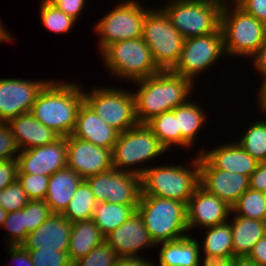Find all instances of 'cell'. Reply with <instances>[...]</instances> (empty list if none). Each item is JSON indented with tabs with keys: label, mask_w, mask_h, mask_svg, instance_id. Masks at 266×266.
<instances>
[{
	"label": "cell",
	"mask_w": 266,
	"mask_h": 266,
	"mask_svg": "<svg viewBox=\"0 0 266 266\" xmlns=\"http://www.w3.org/2000/svg\"><path fill=\"white\" fill-rule=\"evenodd\" d=\"M138 89L133 92L135 113L139 124H145L154 116L174 110L185 104L194 85L190 79L171 70L132 82Z\"/></svg>",
	"instance_id": "6da1fadb"
},
{
	"label": "cell",
	"mask_w": 266,
	"mask_h": 266,
	"mask_svg": "<svg viewBox=\"0 0 266 266\" xmlns=\"http://www.w3.org/2000/svg\"><path fill=\"white\" fill-rule=\"evenodd\" d=\"M79 85L76 81L50 80L37 96L30 113L60 137L70 136L84 102L83 88Z\"/></svg>",
	"instance_id": "7a4b0ae2"
},
{
	"label": "cell",
	"mask_w": 266,
	"mask_h": 266,
	"mask_svg": "<svg viewBox=\"0 0 266 266\" xmlns=\"http://www.w3.org/2000/svg\"><path fill=\"white\" fill-rule=\"evenodd\" d=\"M197 155L190 159L188 166L187 162L185 165L152 164L141 176V195H153L188 204L199 185V153Z\"/></svg>",
	"instance_id": "3957f363"
},
{
	"label": "cell",
	"mask_w": 266,
	"mask_h": 266,
	"mask_svg": "<svg viewBox=\"0 0 266 266\" xmlns=\"http://www.w3.org/2000/svg\"><path fill=\"white\" fill-rule=\"evenodd\" d=\"M155 244L188 236L187 204L153 195H141L136 208Z\"/></svg>",
	"instance_id": "277c9868"
},
{
	"label": "cell",
	"mask_w": 266,
	"mask_h": 266,
	"mask_svg": "<svg viewBox=\"0 0 266 266\" xmlns=\"http://www.w3.org/2000/svg\"><path fill=\"white\" fill-rule=\"evenodd\" d=\"M166 152L167 150L146 124H138L119 133L112 150V165L114 169L137 174L141 177L151 166L148 163L161 157L164 155L163 153L166 154Z\"/></svg>",
	"instance_id": "5b68a950"
},
{
	"label": "cell",
	"mask_w": 266,
	"mask_h": 266,
	"mask_svg": "<svg viewBox=\"0 0 266 266\" xmlns=\"http://www.w3.org/2000/svg\"><path fill=\"white\" fill-rule=\"evenodd\" d=\"M220 28L227 56L249 59L266 39V25L238 5L222 8Z\"/></svg>",
	"instance_id": "8992f818"
},
{
	"label": "cell",
	"mask_w": 266,
	"mask_h": 266,
	"mask_svg": "<svg viewBox=\"0 0 266 266\" xmlns=\"http://www.w3.org/2000/svg\"><path fill=\"white\" fill-rule=\"evenodd\" d=\"M100 56L109 75L128 82L147 78L161 71L142 37L115 42Z\"/></svg>",
	"instance_id": "52a82bcc"
},
{
	"label": "cell",
	"mask_w": 266,
	"mask_h": 266,
	"mask_svg": "<svg viewBox=\"0 0 266 266\" xmlns=\"http://www.w3.org/2000/svg\"><path fill=\"white\" fill-rule=\"evenodd\" d=\"M142 38L161 71L172 70L176 66L185 39L162 8L151 7L147 11Z\"/></svg>",
	"instance_id": "ba28073f"
},
{
	"label": "cell",
	"mask_w": 266,
	"mask_h": 266,
	"mask_svg": "<svg viewBox=\"0 0 266 266\" xmlns=\"http://www.w3.org/2000/svg\"><path fill=\"white\" fill-rule=\"evenodd\" d=\"M118 5V6H117ZM94 25L100 54L111 44L142 37L146 13L150 9L138 0L121 1Z\"/></svg>",
	"instance_id": "9c48e42d"
},
{
	"label": "cell",
	"mask_w": 266,
	"mask_h": 266,
	"mask_svg": "<svg viewBox=\"0 0 266 266\" xmlns=\"http://www.w3.org/2000/svg\"><path fill=\"white\" fill-rule=\"evenodd\" d=\"M84 89V101L101 119L120 133L139 124L132 90L117 86L113 88L97 86L89 92Z\"/></svg>",
	"instance_id": "30bf717a"
},
{
	"label": "cell",
	"mask_w": 266,
	"mask_h": 266,
	"mask_svg": "<svg viewBox=\"0 0 266 266\" xmlns=\"http://www.w3.org/2000/svg\"><path fill=\"white\" fill-rule=\"evenodd\" d=\"M184 39L204 36L220 28L221 8L198 0H170L160 7Z\"/></svg>",
	"instance_id": "8fae6325"
},
{
	"label": "cell",
	"mask_w": 266,
	"mask_h": 266,
	"mask_svg": "<svg viewBox=\"0 0 266 266\" xmlns=\"http://www.w3.org/2000/svg\"><path fill=\"white\" fill-rule=\"evenodd\" d=\"M225 55L223 34L219 28L211 34L185 39L179 60L171 71L194 83L202 72L213 67Z\"/></svg>",
	"instance_id": "7c38bea8"
},
{
	"label": "cell",
	"mask_w": 266,
	"mask_h": 266,
	"mask_svg": "<svg viewBox=\"0 0 266 266\" xmlns=\"http://www.w3.org/2000/svg\"><path fill=\"white\" fill-rule=\"evenodd\" d=\"M49 80L0 78V122L8 123L30 112L37 96Z\"/></svg>",
	"instance_id": "4fadbf2b"
},
{
	"label": "cell",
	"mask_w": 266,
	"mask_h": 266,
	"mask_svg": "<svg viewBox=\"0 0 266 266\" xmlns=\"http://www.w3.org/2000/svg\"><path fill=\"white\" fill-rule=\"evenodd\" d=\"M67 137H59L50 144L20 151L17 174L45 175L67 167Z\"/></svg>",
	"instance_id": "5bb4252c"
},
{
	"label": "cell",
	"mask_w": 266,
	"mask_h": 266,
	"mask_svg": "<svg viewBox=\"0 0 266 266\" xmlns=\"http://www.w3.org/2000/svg\"><path fill=\"white\" fill-rule=\"evenodd\" d=\"M199 184L232 208L249 188V177L217 169L199 153Z\"/></svg>",
	"instance_id": "9a60e30c"
},
{
	"label": "cell",
	"mask_w": 266,
	"mask_h": 266,
	"mask_svg": "<svg viewBox=\"0 0 266 266\" xmlns=\"http://www.w3.org/2000/svg\"><path fill=\"white\" fill-rule=\"evenodd\" d=\"M67 168L74 170L84 180L113 168L112 150L88 141L67 137Z\"/></svg>",
	"instance_id": "2e32d148"
},
{
	"label": "cell",
	"mask_w": 266,
	"mask_h": 266,
	"mask_svg": "<svg viewBox=\"0 0 266 266\" xmlns=\"http://www.w3.org/2000/svg\"><path fill=\"white\" fill-rule=\"evenodd\" d=\"M231 211L229 205L199 184L187 204L188 231L224 223L229 220Z\"/></svg>",
	"instance_id": "e0dca14e"
},
{
	"label": "cell",
	"mask_w": 266,
	"mask_h": 266,
	"mask_svg": "<svg viewBox=\"0 0 266 266\" xmlns=\"http://www.w3.org/2000/svg\"><path fill=\"white\" fill-rule=\"evenodd\" d=\"M105 242L118 257H138L144 249H153L156 244L144 227L143 220L135 211L131 217L105 237Z\"/></svg>",
	"instance_id": "ac0fdd59"
},
{
	"label": "cell",
	"mask_w": 266,
	"mask_h": 266,
	"mask_svg": "<svg viewBox=\"0 0 266 266\" xmlns=\"http://www.w3.org/2000/svg\"><path fill=\"white\" fill-rule=\"evenodd\" d=\"M72 223L62 214H52L43 224L29 233L21 245L25 249L67 252Z\"/></svg>",
	"instance_id": "d6986e66"
},
{
	"label": "cell",
	"mask_w": 266,
	"mask_h": 266,
	"mask_svg": "<svg viewBox=\"0 0 266 266\" xmlns=\"http://www.w3.org/2000/svg\"><path fill=\"white\" fill-rule=\"evenodd\" d=\"M119 131L101 119L84 101L79 108L73 137L83 139L96 146L113 150Z\"/></svg>",
	"instance_id": "ffe728a7"
},
{
	"label": "cell",
	"mask_w": 266,
	"mask_h": 266,
	"mask_svg": "<svg viewBox=\"0 0 266 266\" xmlns=\"http://www.w3.org/2000/svg\"><path fill=\"white\" fill-rule=\"evenodd\" d=\"M202 147V153L217 169L235 172L247 177L256 170L257 162L237 142L224 143L210 150Z\"/></svg>",
	"instance_id": "44dd1931"
},
{
	"label": "cell",
	"mask_w": 266,
	"mask_h": 266,
	"mask_svg": "<svg viewBox=\"0 0 266 266\" xmlns=\"http://www.w3.org/2000/svg\"><path fill=\"white\" fill-rule=\"evenodd\" d=\"M20 151L44 146L60 136L39 122L30 112L23 113L8 122Z\"/></svg>",
	"instance_id": "7402d4cb"
},
{
	"label": "cell",
	"mask_w": 266,
	"mask_h": 266,
	"mask_svg": "<svg viewBox=\"0 0 266 266\" xmlns=\"http://www.w3.org/2000/svg\"><path fill=\"white\" fill-rule=\"evenodd\" d=\"M83 181L79 174L70 168L56 171L49 177L44 201L52 214H63L77 187Z\"/></svg>",
	"instance_id": "603a6c76"
},
{
	"label": "cell",
	"mask_w": 266,
	"mask_h": 266,
	"mask_svg": "<svg viewBox=\"0 0 266 266\" xmlns=\"http://www.w3.org/2000/svg\"><path fill=\"white\" fill-rule=\"evenodd\" d=\"M190 236L189 233L184 238L156 244V249L162 246L158 266H202L200 243Z\"/></svg>",
	"instance_id": "cb8c5ba5"
},
{
	"label": "cell",
	"mask_w": 266,
	"mask_h": 266,
	"mask_svg": "<svg viewBox=\"0 0 266 266\" xmlns=\"http://www.w3.org/2000/svg\"><path fill=\"white\" fill-rule=\"evenodd\" d=\"M230 214L233 258L247 257L255 243L266 235V222L233 215L232 211Z\"/></svg>",
	"instance_id": "d4e9b609"
},
{
	"label": "cell",
	"mask_w": 266,
	"mask_h": 266,
	"mask_svg": "<svg viewBox=\"0 0 266 266\" xmlns=\"http://www.w3.org/2000/svg\"><path fill=\"white\" fill-rule=\"evenodd\" d=\"M188 100L185 104L174 109L177 117L178 130H180V148H191L196 142L197 134H200L202 126L207 122L208 115L199 104Z\"/></svg>",
	"instance_id": "484cf974"
},
{
	"label": "cell",
	"mask_w": 266,
	"mask_h": 266,
	"mask_svg": "<svg viewBox=\"0 0 266 266\" xmlns=\"http://www.w3.org/2000/svg\"><path fill=\"white\" fill-rule=\"evenodd\" d=\"M105 242V236L92 219L72 223L68 255L73 263Z\"/></svg>",
	"instance_id": "4316f807"
},
{
	"label": "cell",
	"mask_w": 266,
	"mask_h": 266,
	"mask_svg": "<svg viewBox=\"0 0 266 266\" xmlns=\"http://www.w3.org/2000/svg\"><path fill=\"white\" fill-rule=\"evenodd\" d=\"M206 229L203 242H200L201 259L233 258L232 230L229 221ZM203 255V256H202Z\"/></svg>",
	"instance_id": "83f0119b"
},
{
	"label": "cell",
	"mask_w": 266,
	"mask_h": 266,
	"mask_svg": "<svg viewBox=\"0 0 266 266\" xmlns=\"http://www.w3.org/2000/svg\"><path fill=\"white\" fill-rule=\"evenodd\" d=\"M142 193L141 177L112 168V189L109 203L138 205Z\"/></svg>",
	"instance_id": "f1b7e54d"
},
{
	"label": "cell",
	"mask_w": 266,
	"mask_h": 266,
	"mask_svg": "<svg viewBox=\"0 0 266 266\" xmlns=\"http://www.w3.org/2000/svg\"><path fill=\"white\" fill-rule=\"evenodd\" d=\"M137 206L109 202L97 203L92 220L106 237L126 222L136 211Z\"/></svg>",
	"instance_id": "f546056e"
},
{
	"label": "cell",
	"mask_w": 266,
	"mask_h": 266,
	"mask_svg": "<svg viewBox=\"0 0 266 266\" xmlns=\"http://www.w3.org/2000/svg\"><path fill=\"white\" fill-rule=\"evenodd\" d=\"M145 124L167 151L175 146L180 148V130L174 110L154 116Z\"/></svg>",
	"instance_id": "4dcf8cb0"
},
{
	"label": "cell",
	"mask_w": 266,
	"mask_h": 266,
	"mask_svg": "<svg viewBox=\"0 0 266 266\" xmlns=\"http://www.w3.org/2000/svg\"><path fill=\"white\" fill-rule=\"evenodd\" d=\"M96 206L97 201L89 185L83 180L62 215L71 223L90 220L93 217Z\"/></svg>",
	"instance_id": "1f68e13d"
},
{
	"label": "cell",
	"mask_w": 266,
	"mask_h": 266,
	"mask_svg": "<svg viewBox=\"0 0 266 266\" xmlns=\"http://www.w3.org/2000/svg\"><path fill=\"white\" fill-rule=\"evenodd\" d=\"M236 142L257 162H266V119L252 122Z\"/></svg>",
	"instance_id": "d6a6232c"
},
{
	"label": "cell",
	"mask_w": 266,
	"mask_h": 266,
	"mask_svg": "<svg viewBox=\"0 0 266 266\" xmlns=\"http://www.w3.org/2000/svg\"><path fill=\"white\" fill-rule=\"evenodd\" d=\"M233 214L266 222V193L248 188L232 207Z\"/></svg>",
	"instance_id": "836d02e7"
},
{
	"label": "cell",
	"mask_w": 266,
	"mask_h": 266,
	"mask_svg": "<svg viewBox=\"0 0 266 266\" xmlns=\"http://www.w3.org/2000/svg\"><path fill=\"white\" fill-rule=\"evenodd\" d=\"M40 21L42 26L55 34H66L77 22L73 17L66 15L49 0L40 1Z\"/></svg>",
	"instance_id": "e575fe53"
},
{
	"label": "cell",
	"mask_w": 266,
	"mask_h": 266,
	"mask_svg": "<svg viewBox=\"0 0 266 266\" xmlns=\"http://www.w3.org/2000/svg\"><path fill=\"white\" fill-rule=\"evenodd\" d=\"M7 230L4 235L6 245H20L29 234L25 228L24 208L9 212L3 223L2 229ZM9 232V233H8Z\"/></svg>",
	"instance_id": "d590c367"
},
{
	"label": "cell",
	"mask_w": 266,
	"mask_h": 266,
	"mask_svg": "<svg viewBox=\"0 0 266 266\" xmlns=\"http://www.w3.org/2000/svg\"><path fill=\"white\" fill-rule=\"evenodd\" d=\"M118 256L106 242L94 247L85 257H82L72 266H114Z\"/></svg>",
	"instance_id": "8d00e7d4"
},
{
	"label": "cell",
	"mask_w": 266,
	"mask_h": 266,
	"mask_svg": "<svg viewBox=\"0 0 266 266\" xmlns=\"http://www.w3.org/2000/svg\"><path fill=\"white\" fill-rule=\"evenodd\" d=\"M52 212L44 200H30L24 207L25 228L31 233L46 221Z\"/></svg>",
	"instance_id": "74e56055"
},
{
	"label": "cell",
	"mask_w": 266,
	"mask_h": 266,
	"mask_svg": "<svg viewBox=\"0 0 266 266\" xmlns=\"http://www.w3.org/2000/svg\"><path fill=\"white\" fill-rule=\"evenodd\" d=\"M17 180L27 194L29 200L45 199L49 182L48 176L40 174H17Z\"/></svg>",
	"instance_id": "f35d334b"
},
{
	"label": "cell",
	"mask_w": 266,
	"mask_h": 266,
	"mask_svg": "<svg viewBox=\"0 0 266 266\" xmlns=\"http://www.w3.org/2000/svg\"><path fill=\"white\" fill-rule=\"evenodd\" d=\"M29 201L17 179L2 190L1 207L8 213L21 210Z\"/></svg>",
	"instance_id": "ab89813d"
},
{
	"label": "cell",
	"mask_w": 266,
	"mask_h": 266,
	"mask_svg": "<svg viewBox=\"0 0 266 266\" xmlns=\"http://www.w3.org/2000/svg\"><path fill=\"white\" fill-rule=\"evenodd\" d=\"M33 266H72L67 252L28 249Z\"/></svg>",
	"instance_id": "60d3db41"
},
{
	"label": "cell",
	"mask_w": 266,
	"mask_h": 266,
	"mask_svg": "<svg viewBox=\"0 0 266 266\" xmlns=\"http://www.w3.org/2000/svg\"><path fill=\"white\" fill-rule=\"evenodd\" d=\"M84 181L89 185L97 203L108 202L112 189V168L90 176Z\"/></svg>",
	"instance_id": "b9f144b4"
},
{
	"label": "cell",
	"mask_w": 266,
	"mask_h": 266,
	"mask_svg": "<svg viewBox=\"0 0 266 266\" xmlns=\"http://www.w3.org/2000/svg\"><path fill=\"white\" fill-rule=\"evenodd\" d=\"M20 149L8 123L0 122V161L16 160Z\"/></svg>",
	"instance_id": "7bdbcfd3"
},
{
	"label": "cell",
	"mask_w": 266,
	"mask_h": 266,
	"mask_svg": "<svg viewBox=\"0 0 266 266\" xmlns=\"http://www.w3.org/2000/svg\"><path fill=\"white\" fill-rule=\"evenodd\" d=\"M58 9L63 11L66 15L73 17L75 20H79L81 13H83L86 6V0H49Z\"/></svg>",
	"instance_id": "ee69618b"
},
{
	"label": "cell",
	"mask_w": 266,
	"mask_h": 266,
	"mask_svg": "<svg viewBox=\"0 0 266 266\" xmlns=\"http://www.w3.org/2000/svg\"><path fill=\"white\" fill-rule=\"evenodd\" d=\"M237 5L266 25V0H239Z\"/></svg>",
	"instance_id": "f6af8a7d"
},
{
	"label": "cell",
	"mask_w": 266,
	"mask_h": 266,
	"mask_svg": "<svg viewBox=\"0 0 266 266\" xmlns=\"http://www.w3.org/2000/svg\"><path fill=\"white\" fill-rule=\"evenodd\" d=\"M17 171L16 160L0 161V190H3L17 179Z\"/></svg>",
	"instance_id": "bcb514c9"
},
{
	"label": "cell",
	"mask_w": 266,
	"mask_h": 266,
	"mask_svg": "<svg viewBox=\"0 0 266 266\" xmlns=\"http://www.w3.org/2000/svg\"><path fill=\"white\" fill-rule=\"evenodd\" d=\"M7 252L10 255L9 258L16 266H33L28 249H25L20 245H6ZM13 263V264H14Z\"/></svg>",
	"instance_id": "7dc6e473"
},
{
	"label": "cell",
	"mask_w": 266,
	"mask_h": 266,
	"mask_svg": "<svg viewBox=\"0 0 266 266\" xmlns=\"http://www.w3.org/2000/svg\"><path fill=\"white\" fill-rule=\"evenodd\" d=\"M249 188L266 193V162L259 163L250 175Z\"/></svg>",
	"instance_id": "c3c4849f"
},
{
	"label": "cell",
	"mask_w": 266,
	"mask_h": 266,
	"mask_svg": "<svg viewBox=\"0 0 266 266\" xmlns=\"http://www.w3.org/2000/svg\"><path fill=\"white\" fill-rule=\"evenodd\" d=\"M246 258L258 266H266V235L255 243Z\"/></svg>",
	"instance_id": "681fc988"
},
{
	"label": "cell",
	"mask_w": 266,
	"mask_h": 266,
	"mask_svg": "<svg viewBox=\"0 0 266 266\" xmlns=\"http://www.w3.org/2000/svg\"><path fill=\"white\" fill-rule=\"evenodd\" d=\"M252 68L254 66L255 71L258 72L263 81L266 78V39L265 42L261 45L258 51L251 57Z\"/></svg>",
	"instance_id": "f907efd6"
},
{
	"label": "cell",
	"mask_w": 266,
	"mask_h": 266,
	"mask_svg": "<svg viewBox=\"0 0 266 266\" xmlns=\"http://www.w3.org/2000/svg\"><path fill=\"white\" fill-rule=\"evenodd\" d=\"M154 264L142 255L138 257H118L114 266H155Z\"/></svg>",
	"instance_id": "816d5d0a"
},
{
	"label": "cell",
	"mask_w": 266,
	"mask_h": 266,
	"mask_svg": "<svg viewBox=\"0 0 266 266\" xmlns=\"http://www.w3.org/2000/svg\"><path fill=\"white\" fill-rule=\"evenodd\" d=\"M260 88L258 87V102H257V107H259L260 112L265 114L266 117V78L260 83Z\"/></svg>",
	"instance_id": "f5cc1de1"
},
{
	"label": "cell",
	"mask_w": 266,
	"mask_h": 266,
	"mask_svg": "<svg viewBox=\"0 0 266 266\" xmlns=\"http://www.w3.org/2000/svg\"><path fill=\"white\" fill-rule=\"evenodd\" d=\"M202 266H234V258H211L205 260Z\"/></svg>",
	"instance_id": "db71d44e"
},
{
	"label": "cell",
	"mask_w": 266,
	"mask_h": 266,
	"mask_svg": "<svg viewBox=\"0 0 266 266\" xmlns=\"http://www.w3.org/2000/svg\"><path fill=\"white\" fill-rule=\"evenodd\" d=\"M203 2H209L218 5L221 9L225 7H230L232 5H237L239 0H198Z\"/></svg>",
	"instance_id": "11a10c76"
},
{
	"label": "cell",
	"mask_w": 266,
	"mask_h": 266,
	"mask_svg": "<svg viewBox=\"0 0 266 266\" xmlns=\"http://www.w3.org/2000/svg\"><path fill=\"white\" fill-rule=\"evenodd\" d=\"M3 25V21L0 19V42H13L12 35L7 31L8 29Z\"/></svg>",
	"instance_id": "9f6ffc18"
},
{
	"label": "cell",
	"mask_w": 266,
	"mask_h": 266,
	"mask_svg": "<svg viewBox=\"0 0 266 266\" xmlns=\"http://www.w3.org/2000/svg\"><path fill=\"white\" fill-rule=\"evenodd\" d=\"M234 266H258L253 261L244 258H234Z\"/></svg>",
	"instance_id": "6f0895ef"
},
{
	"label": "cell",
	"mask_w": 266,
	"mask_h": 266,
	"mask_svg": "<svg viewBox=\"0 0 266 266\" xmlns=\"http://www.w3.org/2000/svg\"><path fill=\"white\" fill-rule=\"evenodd\" d=\"M8 212L0 207V227L3 226V223L7 217Z\"/></svg>",
	"instance_id": "680465c9"
},
{
	"label": "cell",
	"mask_w": 266,
	"mask_h": 266,
	"mask_svg": "<svg viewBox=\"0 0 266 266\" xmlns=\"http://www.w3.org/2000/svg\"><path fill=\"white\" fill-rule=\"evenodd\" d=\"M1 200H2V190H0V207H1Z\"/></svg>",
	"instance_id": "91938a15"
}]
</instances>
